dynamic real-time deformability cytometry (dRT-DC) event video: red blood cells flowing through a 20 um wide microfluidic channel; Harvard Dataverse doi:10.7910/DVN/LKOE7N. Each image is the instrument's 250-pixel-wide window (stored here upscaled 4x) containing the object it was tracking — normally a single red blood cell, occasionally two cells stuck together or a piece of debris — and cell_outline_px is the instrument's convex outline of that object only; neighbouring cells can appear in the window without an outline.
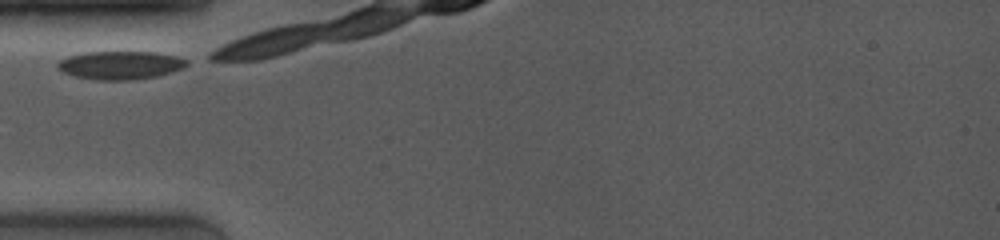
{"species": "common noctule bat (a hibernating species)", "species_latin": "Nyctalus noctula", "temperature_condition": "room temperature", "stored_images_in_passage": 5, "camera_frame_rate_fps": 4000, "um_per_image_px": 0.085, "animal": {"sex": "female", "body_mass_g": 19.0, "forearm_length_mm": 53.3}, "frame": {"image": 1, "passage_image": 1, "time_ms": 0.0, "image_size_px": [1000, 240], "cell_outline_px": [[188, 64], [180, 68], [156, 76], [132, 80], [96, 80], [76, 76], [64, 72], [56, 68], [56, 64], [60, 60], [68, 56], [84, 52], [156, 52], [176, 56], [188, 60]], "centroid_in_image_um": [10.18, 5.53], "position_along_channel_um": 74.8, "area_um2": 21.1}}